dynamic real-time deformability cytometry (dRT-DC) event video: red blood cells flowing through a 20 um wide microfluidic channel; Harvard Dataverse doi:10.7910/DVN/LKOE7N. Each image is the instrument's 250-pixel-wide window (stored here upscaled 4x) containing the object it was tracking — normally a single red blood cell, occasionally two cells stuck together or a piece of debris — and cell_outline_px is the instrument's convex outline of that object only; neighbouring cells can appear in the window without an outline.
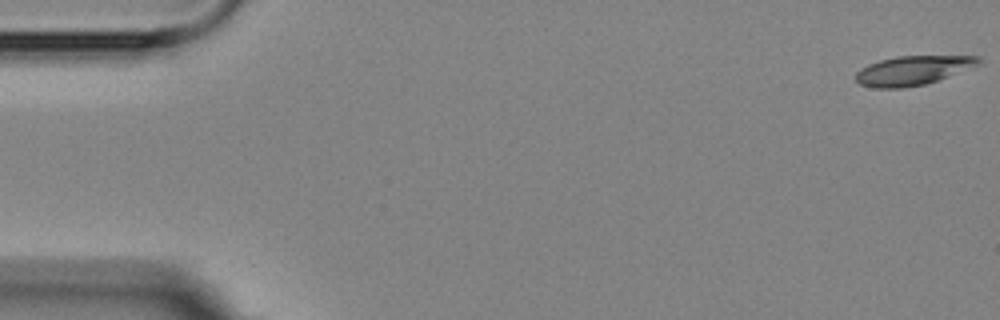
{"species": "Egyptian fruit bat (a non-hibernating species)", "species_latin": "Rousettus aegyptiacus", "temperature_condition": "room temperature", "stored_images_in_passage": 6, "camera_frame_rate_fps": 3000, "um_per_image_px": 0.085, "animal": {"sex": "female"}, "frame": {"image": 1, "passage_image": 1, "time_ms": 0.0, "image_size_px": [1000, 320], "cell_outline_px": [[980, 64], [948, 76], [924, 84], [900, 88], [876, 88], [860, 84], [856, 80], [856, 72], [860, 68], [868, 64], [880, 60], [896, 56], [980, 56]], "centroid_in_image_um": [77.55, 5.98], "position_along_channel_um": 7.5, "area_um2": 20.63}}
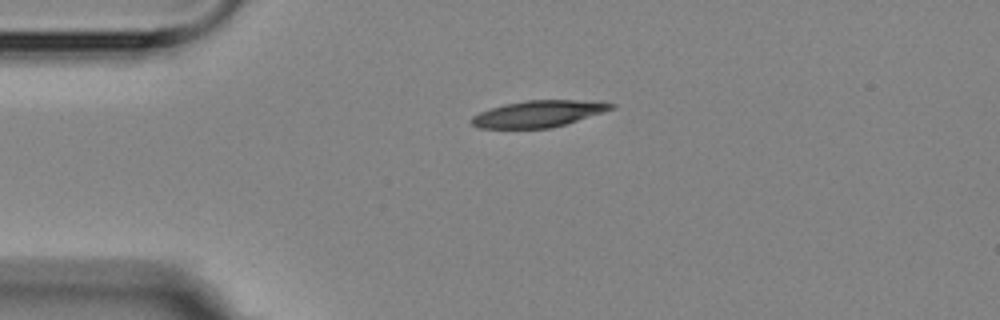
{"frame": {"image": 2, "passage_image": 4, "time_ms": 4.0, "image_size_px": [1000, 320], "cell_outline_px": [[616, 108], [604, 112], [552, 128], [480, 128], [472, 124], [468, 120], [472, 116], [480, 112], [504, 104], [524, 100], [600, 100], [616, 104]], "centroid_in_image_um": [45.82, 9.66], "position_along_channel_um": 39.2, "area_um2": 21.85}}
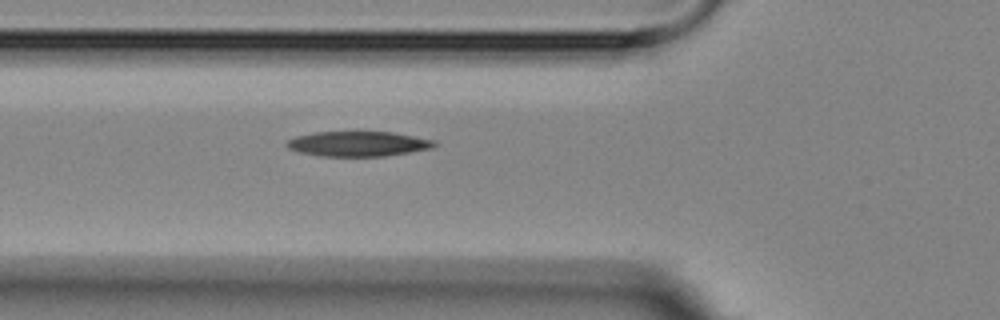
{"frame": {"image": 3, "passage_image": 6, "time_ms": 6.333, "image_size_px": [1000, 320], "cell_outline_px": [[436, 144], [432, 148], [384, 156], [320, 156], [300, 152], [288, 148], [284, 144], [288, 140], [296, 136], [316, 132], [392, 132], [436, 140]], "centroid_in_image_um": [30.43, 12.22], "position_along_channel_um": 95.4, "area_um2": 21.39}}